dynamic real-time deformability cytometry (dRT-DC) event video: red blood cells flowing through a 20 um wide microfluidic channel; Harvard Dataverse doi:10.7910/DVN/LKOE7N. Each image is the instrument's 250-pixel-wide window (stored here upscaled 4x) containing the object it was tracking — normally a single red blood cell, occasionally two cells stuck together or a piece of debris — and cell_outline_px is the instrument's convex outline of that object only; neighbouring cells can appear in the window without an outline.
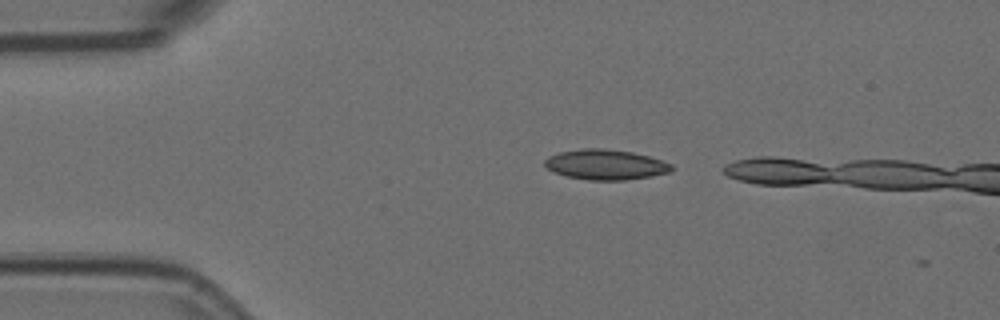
{"species": "Egyptian fruit bat (a non-hibernating species)", "species_latin": "Rousettus aegyptiacus", "temperature_condition": "room temperature", "stored_images_in_passage": 3, "camera_frame_rate_fps": 3000, "um_per_image_px": 0.085, "animal": {"sex": "female"}, "frame": {"image": 1, "passage_image": 1, "time_ms": 0.0, "image_size_px": [1000, 320], "cell_outline_px": [[676, 168], [672, 172], [652, 176], [624, 180], [588, 180], [568, 176], [552, 172], [544, 164], [544, 160], [548, 156], [560, 152], [584, 148], [604, 148], [632, 152], [648, 156], [672, 164]], "centroid_in_image_um": [51.5, 13.99], "position_along_channel_um": 33.5, "area_um2": 22.43}}